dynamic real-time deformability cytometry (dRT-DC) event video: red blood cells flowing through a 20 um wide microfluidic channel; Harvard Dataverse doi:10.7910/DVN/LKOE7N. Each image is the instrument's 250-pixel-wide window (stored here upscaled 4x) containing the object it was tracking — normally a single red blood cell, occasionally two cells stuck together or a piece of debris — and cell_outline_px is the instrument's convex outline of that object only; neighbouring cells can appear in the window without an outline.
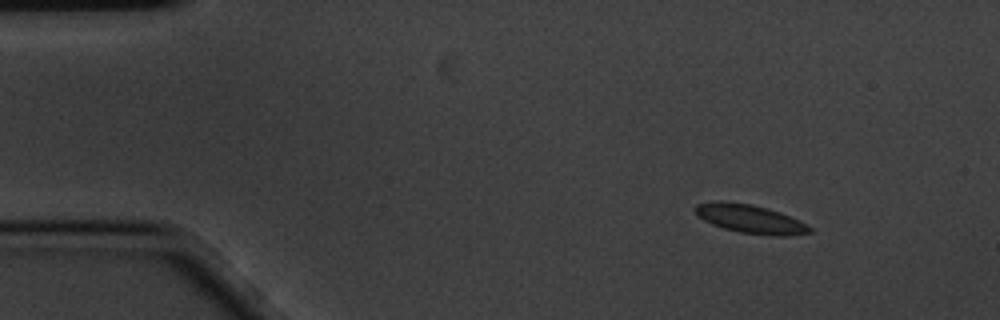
{"species": "common noctule bat (a hibernating species)", "species_latin": "Nyctalus noctula", "temperature_condition": "cold", "stored_images_in_passage": 6, "camera_frame_rate_fps": 3000, "um_per_image_px": 0.085, "animal": {"sex": "male", "body_mass_g": 20.1, "forearm_length_mm": 53.5}, "frame": {"image": 1, "passage_image": 1, "time_ms": 0.0, "image_size_px": [1000, 320], "cell_outline_px": [[812, 232], [792, 236], [768, 236], [740, 232], [724, 228], [712, 224], [696, 216], [692, 208], [696, 204], [712, 200], [724, 200], [752, 204], [768, 208], [780, 212], [800, 220], [812, 228]], "centroid_in_image_um": [63.74, 18.59], "position_along_channel_um": 21.3, "area_um2": 19.65}}
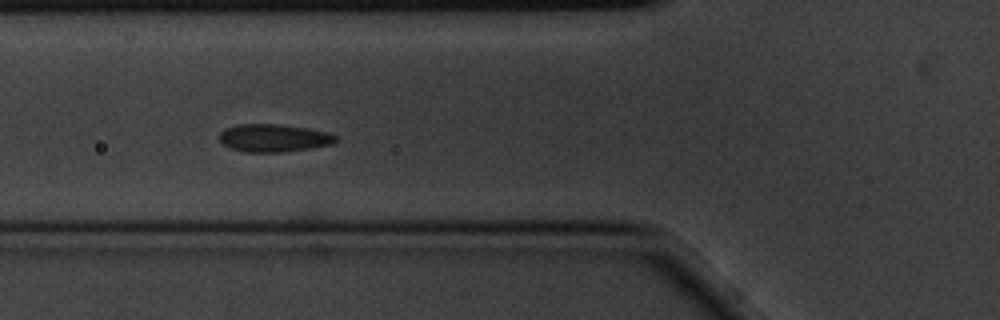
{"frame": {"image": 2, "passage_image": 5, "time_ms": 1.333, "image_size_px": [1000, 320], "cell_outline_px": [[340, 136], [332, 144], [312, 148], [280, 152], [244, 152], [232, 148], [224, 144], [220, 140], [220, 132], [224, 128], [236, 124], [276, 124], [304, 128], [328, 132]], "centroid_in_image_um": [23.27, 11.73], "position_along_channel_um": 102.5, "area_um2": 18.79}}
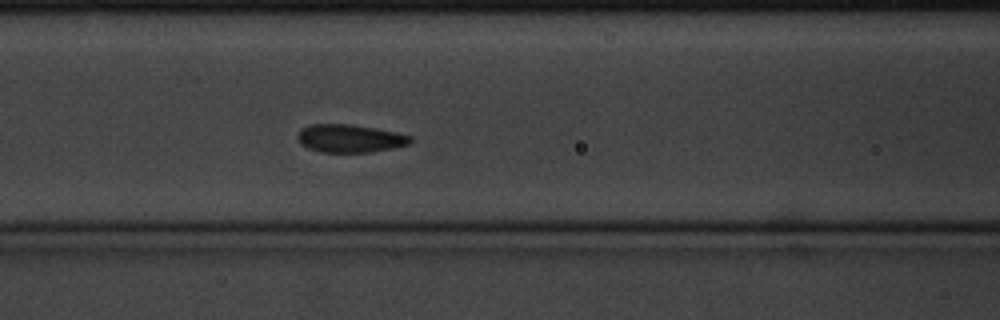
{"frame": {"image": 3, "passage_image": 6, "time_ms": 1.667, "image_size_px": [1000, 320], "cell_outline_px": [[412, 140], [408, 144], [392, 148], [368, 152], [320, 152], [308, 148], [300, 144], [296, 140], [296, 136], [300, 128], [308, 124], [352, 124], [412, 136]], "centroid_in_image_um": [29.64, 11.76], "position_along_channel_um": 137.0, "area_um2": 18.38}}